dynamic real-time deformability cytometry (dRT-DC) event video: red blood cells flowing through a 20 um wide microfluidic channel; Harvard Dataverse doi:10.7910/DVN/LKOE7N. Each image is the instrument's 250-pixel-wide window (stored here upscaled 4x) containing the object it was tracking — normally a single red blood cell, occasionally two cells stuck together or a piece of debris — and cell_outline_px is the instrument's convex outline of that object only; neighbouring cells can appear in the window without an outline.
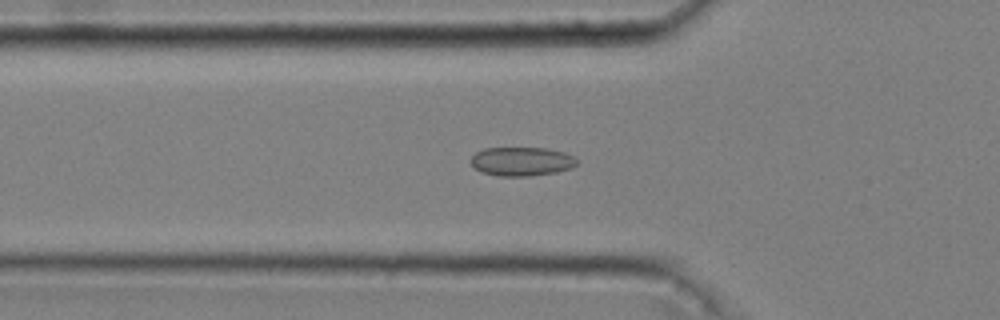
{"species": "common noctule bat (a hibernating species)", "species_latin": "Nyctalus noctula", "temperature_condition": "cold", "stored_images_in_passage": 52, "camera_frame_rate_fps": 3000, "um_per_image_px": 0.085, "animal": {"sex": "male", "body_mass_g": 20.4}, "frame": {"image": 1, "passage_image": 18, "time_ms": 5.667, "image_size_px": [1000, 320], "cell_outline_px": [[576, 164], [572, 168], [556, 172], [528, 176], [500, 176], [480, 172], [472, 164], [472, 156], [476, 152], [484, 148], [548, 148], [564, 152], [572, 156], [576, 160]], "centroid_in_image_um": [44.34, 13.72], "position_along_channel_um": 81.5, "area_um2": 17.74}}
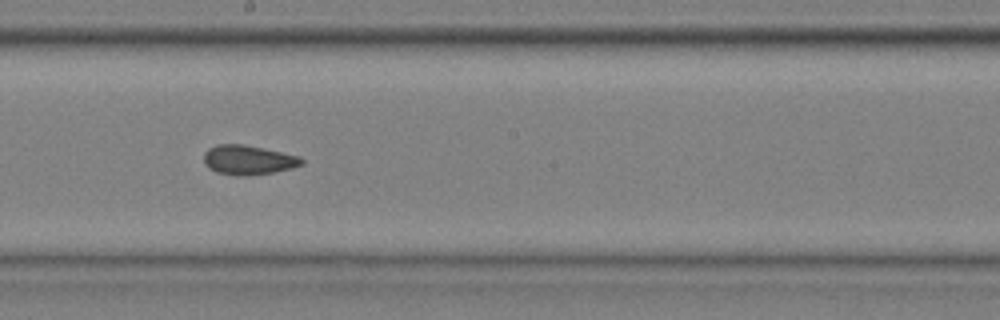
{"frame": {"image": 2, "passage_image": 30, "time_ms": 9.667, "image_size_px": [1000, 320], "cell_outline_px": [[304, 164], [292, 168], [272, 172], [248, 176], [236, 176], [216, 172], [208, 168], [204, 164], [204, 152], [208, 148], [216, 144], [244, 144], [264, 148], [300, 156], [304, 160]], "centroid_in_image_um": [21.09, 13.59], "position_along_channel_um": 227.1, "area_um2": 17.05}}
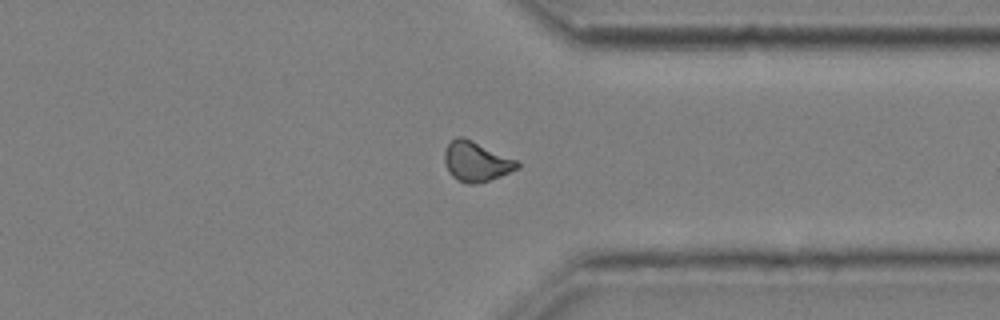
{"frame": {"image": 3, "passage_image": 42, "time_ms": 13.667, "image_size_px": [1000, 320], "cell_outline_px": [[520, 168], [500, 176], [488, 180], [472, 184], [468, 184], [456, 180], [448, 172], [444, 160], [444, 152], [448, 144], [456, 136], [464, 136], [516, 160], [520, 164]], "centroid_in_image_um": [40.45, 13.72], "position_along_channel_um": 370.9, "area_um2": 16.88}, "authors_computed_cell_mechanics": {"area_um2": 16.9932, "velocity_mm_per_s": 3.6366, "shape_relaxation_time_tau1_ms": 5.4178, "shape_relaxation_time_tau2_ms": 2.6262, "deformation_change_tau1": 0.066, "deformation_change_tau2": 0.0699}}